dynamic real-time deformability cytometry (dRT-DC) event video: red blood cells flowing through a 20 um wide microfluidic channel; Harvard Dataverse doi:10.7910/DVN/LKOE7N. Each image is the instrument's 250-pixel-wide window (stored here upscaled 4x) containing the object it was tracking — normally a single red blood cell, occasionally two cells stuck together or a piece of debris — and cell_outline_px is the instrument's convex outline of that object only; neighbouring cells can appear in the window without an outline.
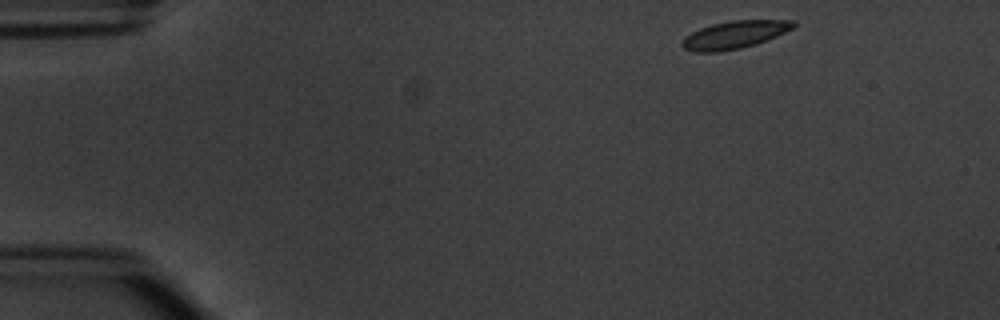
{"species": "common noctule bat (a hibernating species)", "species_latin": "Nyctalus noctula", "temperature_condition": "warm", "stored_images_in_passage": 8, "camera_frame_rate_fps": 3000, "um_per_image_px": 0.085, "animal": {"sex": "male", "body_mass_g": 20.1, "forearm_length_mm": 53.5}, "frame": {"image": 1, "passage_image": 1, "time_ms": 0.0, "image_size_px": [1000, 320], "cell_outline_px": [[796, 24], [792, 28], [776, 36], [740, 48], [716, 52], [696, 52], [684, 48], [680, 44], [680, 40], [684, 36], [700, 28], [712, 24], [732, 20], [796, 20]], "centroid_in_image_um": [62.38, 2.94], "position_along_channel_um": 22.6, "area_um2": 17.74}}
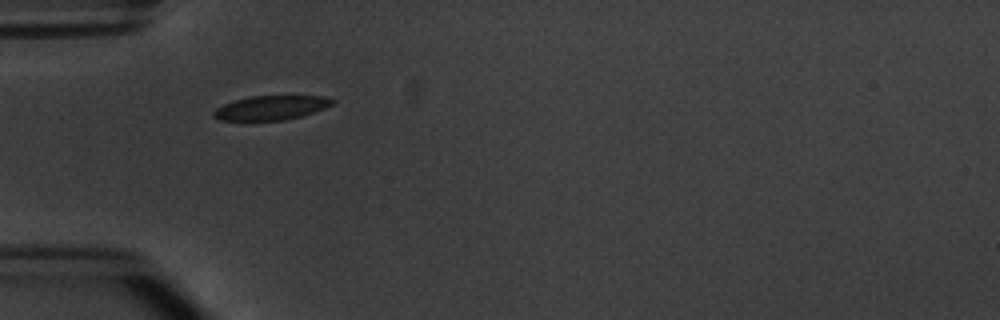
{"frame": {"image": 2, "passage_image": 4, "time_ms": 3.333, "image_size_px": [1000, 320], "cell_outline_px": [[336, 100], [332, 104], [324, 108], [300, 116], [284, 120], [220, 120], [212, 116], [212, 112], [216, 108], [224, 104], [236, 100], [252, 96], [328, 96]], "centroid_in_image_um": [23.04, 9.15], "position_along_channel_um": 62.0, "area_um2": 16.59}}
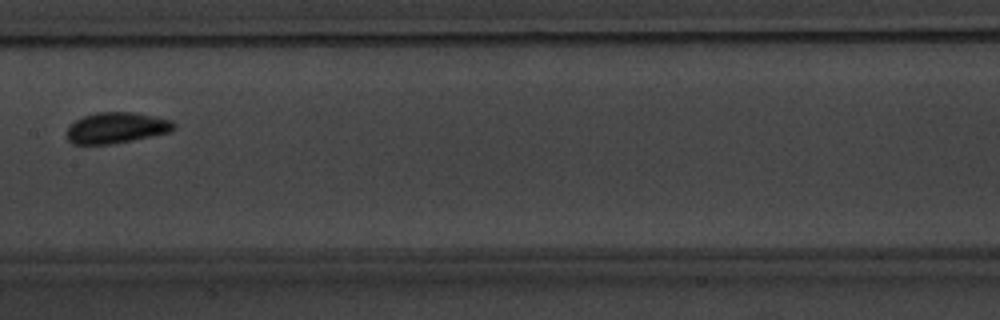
{"frame": {"image": 3, "passage_image": 7, "time_ms": 7.0, "image_size_px": [1000, 320], "cell_outline_px": [[176, 128], [168, 132], [132, 140], [112, 144], [72, 144], [68, 140], [68, 128], [76, 120], [84, 116], [96, 112], [132, 112], [172, 120], [176, 124]], "centroid_in_image_um": [9.9, 10.86], "position_along_channel_um": 197.5, "area_um2": 19.07}}